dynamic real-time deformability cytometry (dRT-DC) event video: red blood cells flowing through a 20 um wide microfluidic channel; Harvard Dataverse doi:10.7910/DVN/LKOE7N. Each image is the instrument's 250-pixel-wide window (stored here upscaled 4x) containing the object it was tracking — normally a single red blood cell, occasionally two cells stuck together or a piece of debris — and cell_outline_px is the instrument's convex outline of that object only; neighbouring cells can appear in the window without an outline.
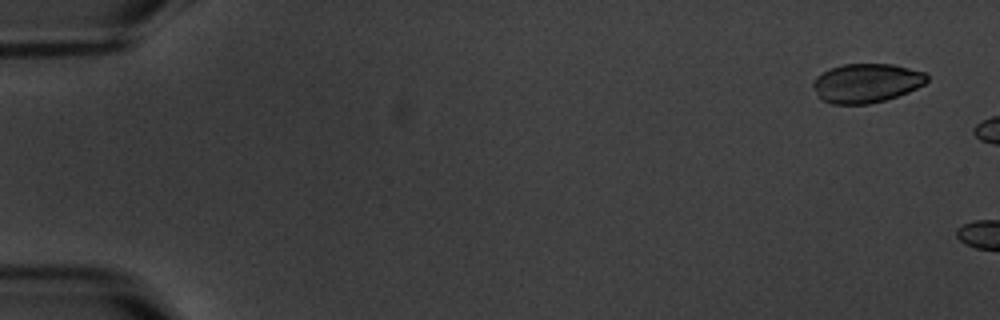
{"species": "common noctule bat (a hibernating species)", "species_latin": "Nyctalus noctula", "temperature_condition": "warm", "stored_images_in_passage": 2, "camera_frame_rate_fps": 3000, "um_per_image_px": 0.085, "animal": {"sex": "male", "body_mass_g": 20.1, "forearm_length_mm": 53.5}, "frame": {"image": 1, "passage_image": 1, "time_ms": 0.0, "image_size_px": [1000, 320], "cell_outline_px": [[928, 80], [924, 84], [908, 92], [884, 100], [868, 104], [832, 104], [820, 100], [812, 84], [812, 80], [816, 76], [828, 68], [844, 64], [892, 64], [924, 72], [928, 76]], "centroid_in_image_um": [73.6, 7.06], "position_along_channel_um": 11.4, "area_um2": 26.01}}